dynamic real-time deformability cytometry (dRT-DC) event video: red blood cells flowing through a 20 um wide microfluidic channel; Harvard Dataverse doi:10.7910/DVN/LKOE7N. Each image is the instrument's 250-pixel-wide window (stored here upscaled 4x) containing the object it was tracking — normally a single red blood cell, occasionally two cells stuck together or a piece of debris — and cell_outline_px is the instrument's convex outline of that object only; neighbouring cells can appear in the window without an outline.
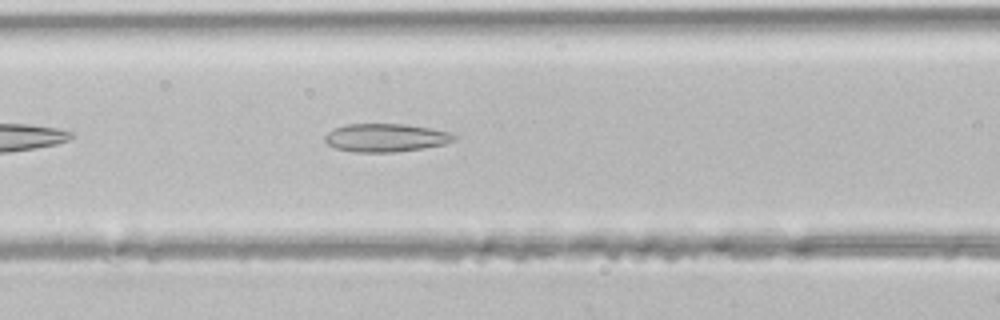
{"species": "common noctule bat (a hibernating species)", "species_latin": "Nyctalus noctula", "temperature_condition": "room temperature", "stored_images_in_passage": 32, "camera_frame_rate_fps": 3000, "um_per_image_px": 0.085, "animal": {"sex": "male", "body_mass_g": 21.5, "forearm_length_mm": 52.0}, "frame": {"image": 1, "passage_image": 7, "time_ms": 2.0, "image_size_px": [1000, 320], "cell_outline_px": [[456, 140], [444, 144], [396, 152], [356, 152], [336, 148], [328, 144], [324, 140], [324, 136], [332, 128], [344, 124], [404, 124], [432, 128], [448, 132], [456, 136]], "centroid_in_image_um": [32.75, 11.69], "position_along_channel_um": 133.8, "area_um2": 21.21}}
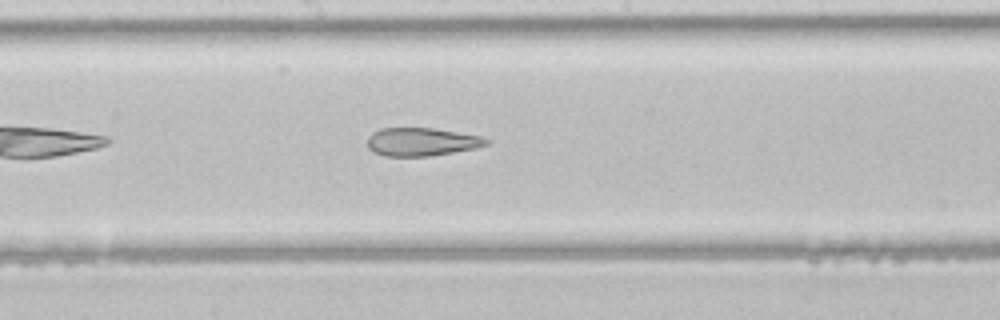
{"frame": {"image": 2, "passage_image": 12, "time_ms": 3.667, "image_size_px": [1000, 320], "cell_outline_px": [[492, 140], [488, 144], [476, 148], [428, 156], [384, 156], [368, 148], [368, 136], [372, 132], [380, 128], [432, 128], [480, 136]], "centroid_in_image_um": [35.83, 12.05], "position_along_channel_um": 212.4, "area_um2": 19.42}}
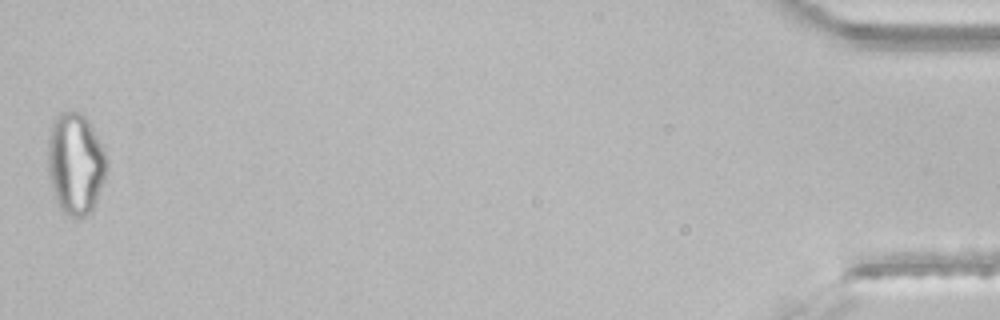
{"frame": {"image": 3, "passage_image": 32, "time_ms": 10.333, "image_size_px": [1000, 320], "cell_outline_px": [[108, 168], [104, 180], [96, 200], [92, 208], [84, 216], [72, 216], [64, 212], [60, 208], [52, 188], [48, 168], [48, 136], [52, 124], [56, 116], [60, 112], [80, 112], [88, 120], [104, 148], [108, 160]], "centroid_in_image_um": [6.43, 13.86], "position_along_channel_um": 428.8, "area_um2": 34.56}}